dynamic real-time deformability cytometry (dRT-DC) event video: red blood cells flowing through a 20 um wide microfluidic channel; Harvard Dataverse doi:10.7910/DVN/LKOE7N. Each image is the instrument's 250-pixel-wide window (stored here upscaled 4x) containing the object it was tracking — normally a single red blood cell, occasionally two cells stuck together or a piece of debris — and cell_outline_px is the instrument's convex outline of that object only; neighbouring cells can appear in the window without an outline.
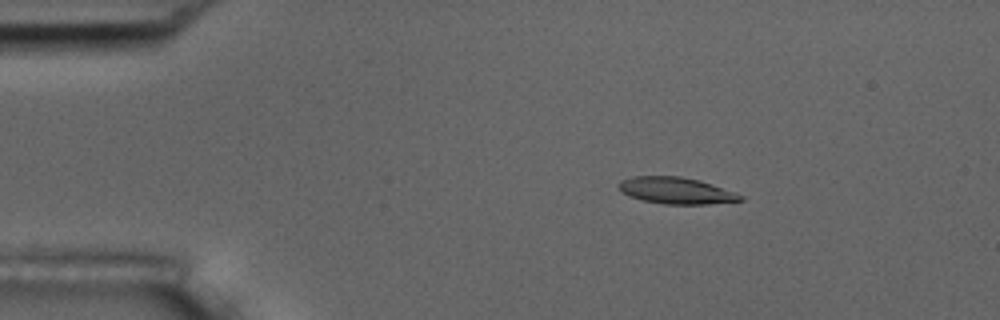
{"species": "common noctule bat (a hibernating species)", "species_latin": "Nyctalus noctula", "temperature_condition": "room temperature", "stored_images_in_passage": 5, "camera_frame_rate_fps": 3000, "um_per_image_px": 0.085, "animal": {"sex": "male", "body_mass_g": 17.5, "forearm_length_mm": 52.3}, "frame": {"image": 1, "passage_image": 3, "time_ms": 2.333, "image_size_px": [1000, 320], "cell_outline_px": [[744, 200], [708, 204], [664, 204], [644, 200], [620, 192], [620, 180], [632, 176], [680, 176], [696, 180], [736, 192], [744, 196]], "centroid_in_image_um": [57.48, 16.2], "position_along_channel_um": 27.5, "area_um2": 18.55}}